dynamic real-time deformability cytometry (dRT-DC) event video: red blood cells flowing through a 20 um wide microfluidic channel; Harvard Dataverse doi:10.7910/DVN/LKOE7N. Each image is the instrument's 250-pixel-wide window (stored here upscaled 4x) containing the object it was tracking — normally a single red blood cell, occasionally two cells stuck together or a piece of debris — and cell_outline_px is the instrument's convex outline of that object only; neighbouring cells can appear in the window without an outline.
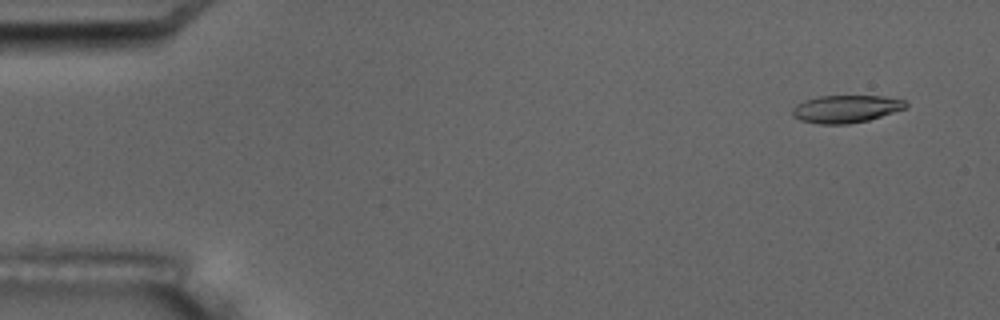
{"species": "common noctule bat (a hibernating species)", "species_latin": "Nyctalus noctula", "temperature_condition": "room temperature", "stored_images_in_passage": 5, "camera_frame_rate_fps": 3000, "um_per_image_px": 0.085, "animal": {"sex": "male", "body_mass_g": 17.5, "forearm_length_mm": 52.3}, "frame": {"image": 1, "passage_image": 2, "time_ms": 1.0, "image_size_px": [1000, 320], "cell_outline_px": [[908, 108], [868, 120], [848, 124], [820, 124], [800, 120], [792, 116], [792, 108], [796, 104], [804, 100], [820, 96], [884, 96], [904, 100], [908, 104]], "centroid_in_image_um": [71.91, 9.25], "position_along_channel_um": 13.1, "area_um2": 18.32}}